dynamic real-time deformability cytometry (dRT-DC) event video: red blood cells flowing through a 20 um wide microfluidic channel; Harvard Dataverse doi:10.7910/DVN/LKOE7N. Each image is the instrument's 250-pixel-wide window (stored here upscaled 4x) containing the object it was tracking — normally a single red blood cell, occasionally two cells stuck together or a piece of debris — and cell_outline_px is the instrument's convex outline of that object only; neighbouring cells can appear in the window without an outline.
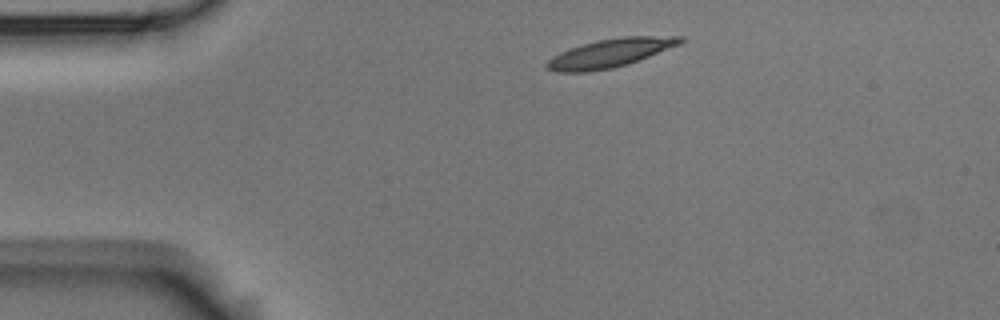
{"species": "Egyptian fruit bat (a non-hibernating species)", "species_latin": "Rousettus aegyptiacus", "temperature_condition": "room temperature", "stored_images_in_passage": 4, "camera_frame_rate_fps": 3000, "um_per_image_px": 0.085, "animal": {"sex": "male"}, "frame": {"image": 1, "passage_image": 1, "time_ms": 0.0, "image_size_px": [1000, 320], "cell_outline_px": [[684, 40], [680, 44], [640, 60], [628, 64], [612, 68], [588, 72], [556, 72], [544, 68], [544, 64], [552, 56], [560, 52], [596, 40], [620, 36], [684, 36]], "centroid_in_image_um": [51.85, 4.51], "position_along_channel_um": 33.1, "area_um2": 22.31}}
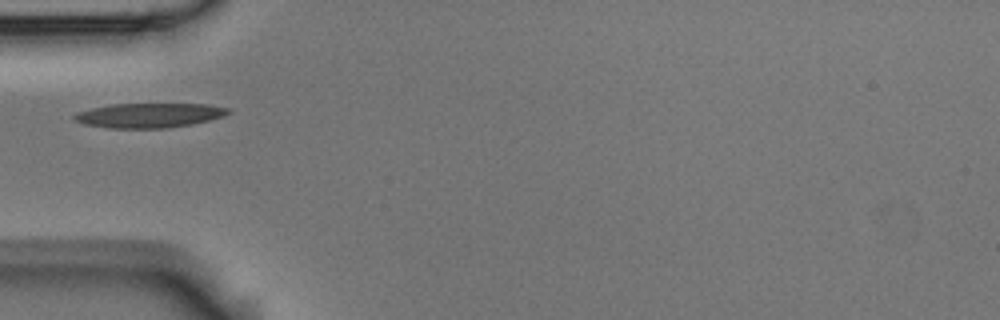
{"frame": {"image": 2, "passage_image": 3, "time_ms": 0.667, "image_size_px": [1000, 320], "cell_outline_px": [[232, 112], [208, 120], [192, 124], [168, 128], [108, 128], [84, 124], [76, 120], [72, 116], [76, 112], [92, 108], [112, 104], [208, 104], [232, 108]], "centroid_in_image_um": [12.69, 9.8], "position_along_channel_um": 72.3, "area_um2": 22.02}}
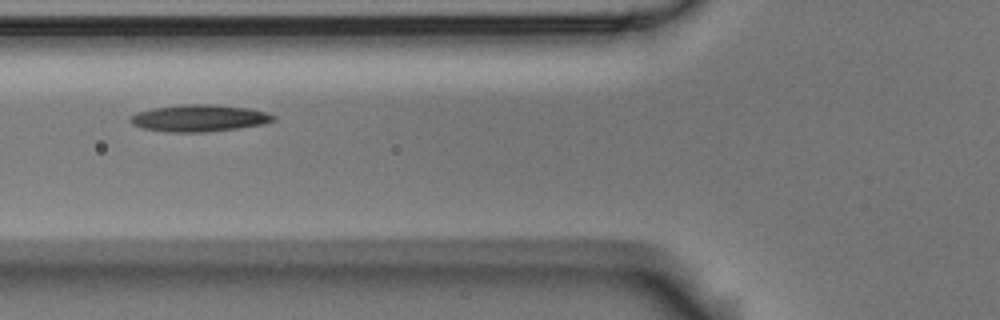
{"frame": {"image": 3, "passage_image": 4, "time_ms": 1.0, "image_size_px": [1000, 320], "cell_outline_px": [[276, 120], [264, 124], [236, 128], [204, 132], [168, 132], [140, 128], [132, 124], [128, 120], [136, 112], [152, 108], [180, 104], [212, 104], [248, 108], [264, 112], [276, 116]], "centroid_in_image_um": [16.89, 10.04], "position_along_channel_um": 108.9, "area_um2": 22.48}}